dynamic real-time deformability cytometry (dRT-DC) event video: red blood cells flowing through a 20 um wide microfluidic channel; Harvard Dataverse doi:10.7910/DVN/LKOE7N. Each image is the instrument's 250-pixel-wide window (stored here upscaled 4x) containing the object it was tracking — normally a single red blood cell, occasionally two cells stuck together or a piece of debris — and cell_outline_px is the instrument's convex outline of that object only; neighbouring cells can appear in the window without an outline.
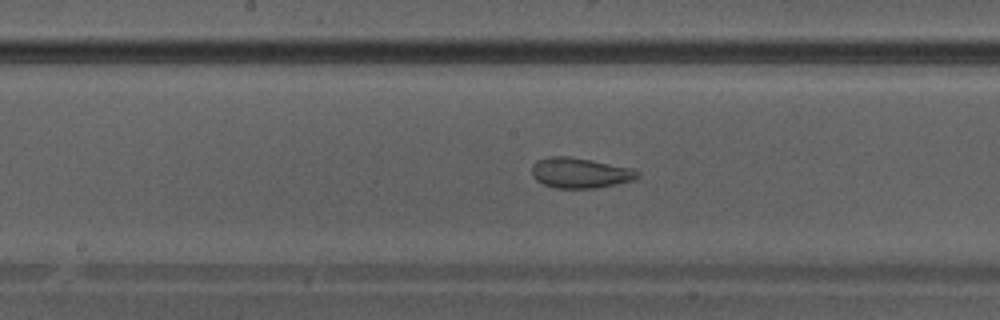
{"species": "Egyptian fruit bat (a non-hibernating species)", "species_latin": "Rousettus aegyptiacus", "temperature_condition": "warm", "stored_images_in_passage": 33, "camera_frame_rate_fps": 3000, "um_per_image_px": 0.085, "animal": {"sex": "male"}, "frame": {"image": 1, "passage_image": 19, "time_ms": 6.0, "image_size_px": [1000, 320], "cell_outline_px": [[640, 176], [636, 180], [596, 188], [556, 188], [544, 184], [536, 180], [532, 176], [532, 164], [536, 160], [548, 156], [568, 156], [592, 160], [632, 168], [640, 172]], "centroid_in_image_um": [49.31, 14.69], "position_along_channel_um": 198.9, "area_um2": 18.9}}